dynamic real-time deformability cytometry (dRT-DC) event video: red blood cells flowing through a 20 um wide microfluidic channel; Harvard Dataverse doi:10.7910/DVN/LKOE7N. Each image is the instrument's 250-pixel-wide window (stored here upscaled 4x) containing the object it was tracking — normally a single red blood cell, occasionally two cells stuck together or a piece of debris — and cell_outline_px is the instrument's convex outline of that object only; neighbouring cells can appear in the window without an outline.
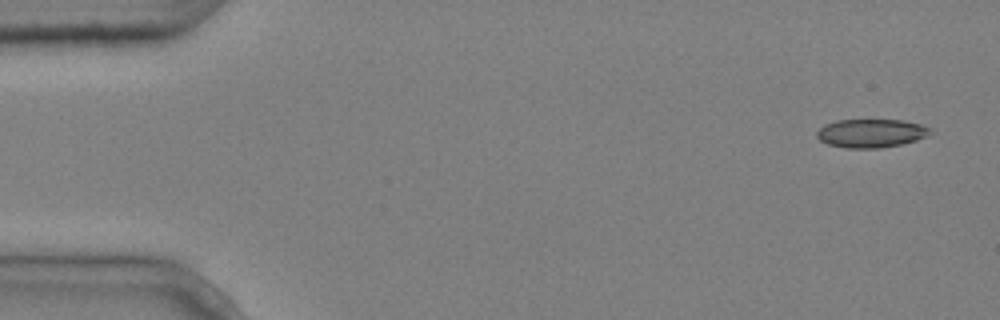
{"species": "common noctule bat (a hibernating species)", "species_latin": "Nyctalus noctula", "temperature_condition": "cold", "stored_images_in_passage": 4, "camera_frame_rate_fps": 3000, "um_per_image_px": 0.085, "animal": {"sex": "male", "body_mass_g": 20.4}, "frame": {"image": 1, "passage_image": 1, "time_ms": 0.0, "image_size_px": [1000, 320], "cell_outline_px": [[932, 132], [928, 136], [916, 140], [900, 144], [880, 148], [844, 148], [828, 144], [820, 140], [816, 136], [816, 132], [824, 124], [836, 120], [904, 120], [920, 124], [932, 128]], "centroid_in_image_um": [74.04, 11.32], "position_along_channel_um": 11.0, "area_um2": 18.96}}
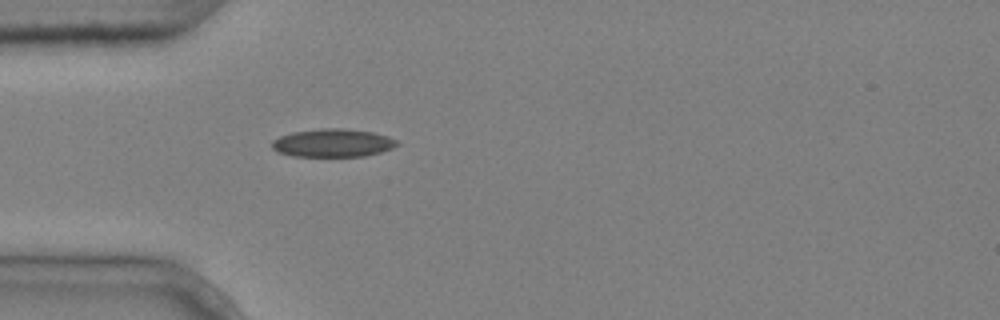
{"frame": {"image": 2, "passage_image": 4, "time_ms": 1.0, "image_size_px": [1000, 320], "cell_outline_px": [[400, 144], [392, 148], [380, 152], [364, 156], [292, 156], [276, 152], [272, 148], [272, 140], [280, 136], [292, 132], [320, 128], [344, 128], [372, 132], [388, 136], [396, 140]], "centroid_in_image_um": [28.27, 12.14], "position_along_channel_um": 56.7, "area_um2": 20.58}}